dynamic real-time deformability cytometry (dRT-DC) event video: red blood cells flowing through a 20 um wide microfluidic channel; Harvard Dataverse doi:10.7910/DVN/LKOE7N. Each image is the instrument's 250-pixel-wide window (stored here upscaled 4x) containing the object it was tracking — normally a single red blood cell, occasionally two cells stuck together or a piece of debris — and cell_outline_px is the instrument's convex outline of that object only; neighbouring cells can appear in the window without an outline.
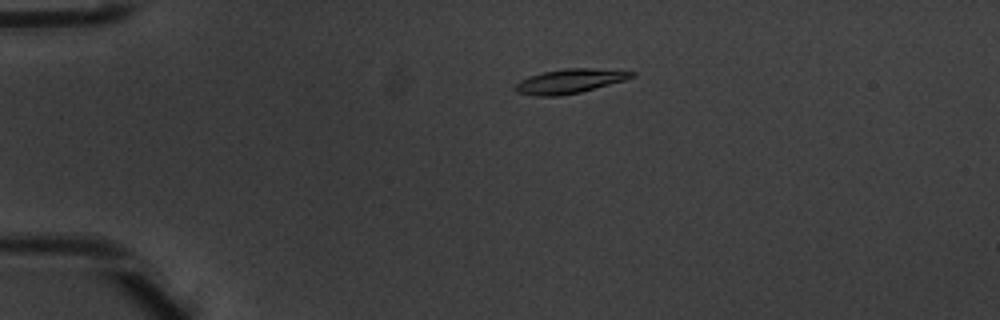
{"species": "common noctule bat (a hibernating species)", "species_latin": "Nyctalus noctula", "temperature_condition": "warm", "stored_images_in_passage": 5, "camera_frame_rate_fps": 3000, "um_per_image_px": 0.085, "animal": {"sex": "male", "body_mass_g": 20.1, "forearm_length_mm": 53.5}, "frame": {"image": 1, "passage_image": 4, "time_ms": 1.0, "image_size_px": [1000, 320], "cell_outline_px": [[636, 76], [624, 80], [580, 92], [560, 96], [536, 96], [516, 92], [516, 84], [520, 80], [544, 72], [564, 68], [588, 68], [636, 72]], "centroid_in_image_um": [48.43, 6.9], "position_along_channel_um": 36.6, "area_um2": 16.18}}
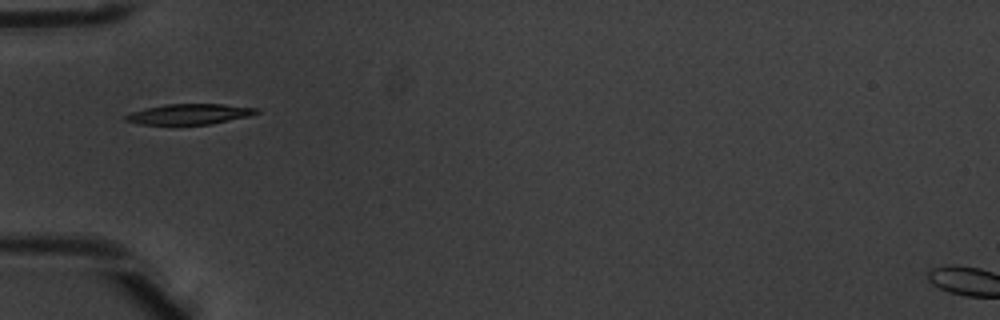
{"frame": {"image": 2, "passage_image": 5, "time_ms": 1.333, "image_size_px": [1000, 320], "cell_outline_px": [[260, 112], [248, 116], [212, 124], [140, 124], [124, 120], [124, 116], [132, 112], [144, 108], [164, 104], [224, 104], [260, 108]], "centroid_in_image_um": [16.12, 9.69], "position_along_channel_um": 68.9, "area_um2": 15.61}}